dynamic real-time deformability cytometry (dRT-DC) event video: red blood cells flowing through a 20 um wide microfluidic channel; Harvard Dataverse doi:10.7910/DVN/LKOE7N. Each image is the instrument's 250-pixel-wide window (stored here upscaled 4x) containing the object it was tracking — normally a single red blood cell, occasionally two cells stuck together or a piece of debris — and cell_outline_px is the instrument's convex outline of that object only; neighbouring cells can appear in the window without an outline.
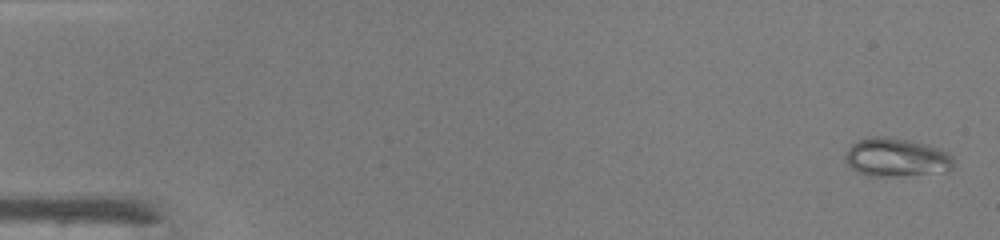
{"species": "common noctule bat (a hibernating species)", "species_latin": "Nyctalus noctula", "temperature_condition": "warm", "stored_images_in_passage": 47, "camera_frame_rate_fps": 3000, "um_per_image_px": 0.085, "animal": {"sex": "male", "body_mass_g": 19.0, "forearm_length_mm": 50.8}, "frame": {"image": 1, "passage_image": 1, "time_ms": 0.0, "image_size_px": [1000, 240], "cell_outline_px": [[952, 168], [948, 172], [896, 176], [868, 176], [856, 172], [844, 160], [844, 156], [848, 148], [852, 144], [860, 140], [872, 136], [888, 136], [908, 140], [940, 148], [952, 156]], "centroid_in_image_um": [76.17, 13.39], "position_along_channel_um": 8.8, "area_um2": 24.45}}
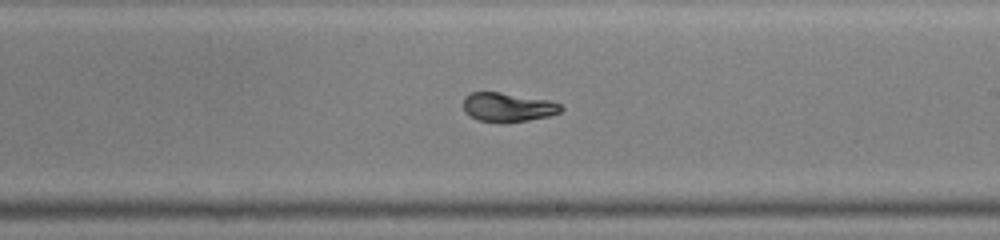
{"frame": {"image": 2, "passage_image": 28, "time_ms": 9.0, "image_size_px": [1000, 240], "cell_outline_px": [[564, 108], [560, 112], [548, 116], [528, 120], [504, 124], [500, 124], [476, 120], [464, 112], [464, 96], [472, 92], [500, 92], [548, 100], [560, 104]], "centroid_in_image_um": [43.13, 9.13], "position_along_channel_um": 245.9, "area_um2": 16.82}}
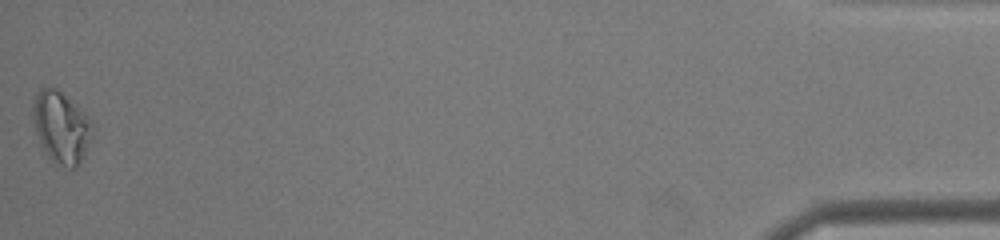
{"frame": {"image": 3, "passage_image": 47, "time_ms": 15.333, "image_size_px": [1000, 240], "cell_outline_px": [[92, 136], [76, 168], [72, 168], [56, 164], [48, 156], [36, 132], [32, 116], [32, 104], [40, 88], [56, 88], [84, 112], [92, 120]], "centroid_in_image_um": [5.19, 10.8], "position_along_channel_um": 430.0, "area_um2": 24.28}, "authors_computed_cell_mechanics": {"area_um2": 17.8024, "velocity_mm_per_s": 4.3195, "shape_relaxation_time_tau1_ms": 4.8, "shape_relaxation_time_tau2_ms": null, "deformation_change_tau1": 0.2108, "deformation_change_tau2": null}}